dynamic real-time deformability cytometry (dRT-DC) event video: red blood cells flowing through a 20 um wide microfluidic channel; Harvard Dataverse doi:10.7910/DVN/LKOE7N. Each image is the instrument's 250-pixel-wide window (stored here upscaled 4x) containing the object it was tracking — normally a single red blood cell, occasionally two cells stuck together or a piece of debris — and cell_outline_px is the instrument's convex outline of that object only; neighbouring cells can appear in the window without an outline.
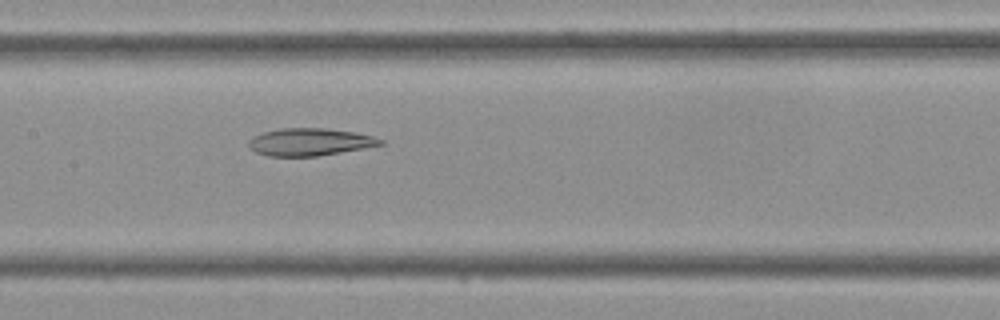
{"species": "Egyptian fruit bat (a non-hibernating species)", "species_latin": "Rousettus aegyptiacus", "temperature_condition": "cold", "stored_images_in_passage": 44, "camera_frame_rate_fps": 3000, "um_per_image_px": 0.085, "frame": {"image": 1, "passage_image": 21, "time_ms": 6.667, "image_size_px": [1000, 320], "cell_outline_px": [[384, 144], [364, 148], [316, 156], [268, 156], [256, 152], [248, 148], [248, 140], [252, 136], [264, 132], [280, 128], [328, 128], [356, 132], [372, 136], [384, 140]], "centroid_in_image_um": [26.31, 12.06], "position_along_channel_um": 181.1, "area_um2": 21.15}}
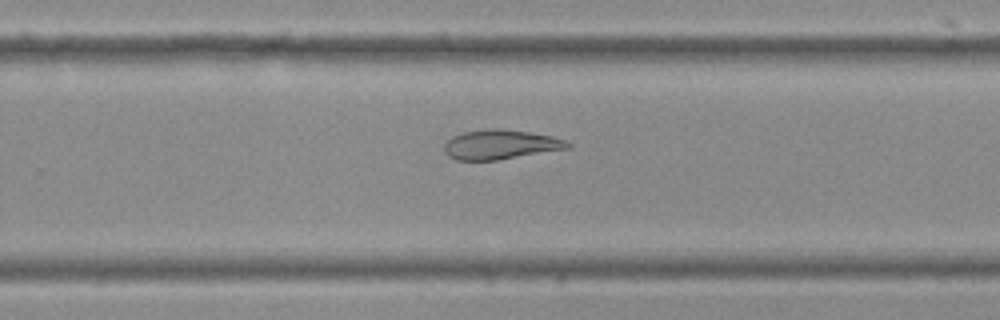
{"frame": {"image": 2, "passage_image": 28, "time_ms": 9.0, "image_size_px": [1000, 320], "cell_outline_px": [[572, 144], [568, 148], [496, 160], [456, 160], [448, 156], [444, 152], [444, 144], [452, 136], [464, 132], [488, 128], [496, 128], [528, 132], [552, 136], [564, 140]], "centroid_in_image_um": [42.49, 12.28], "position_along_channel_um": 287.3, "area_um2": 21.04}}
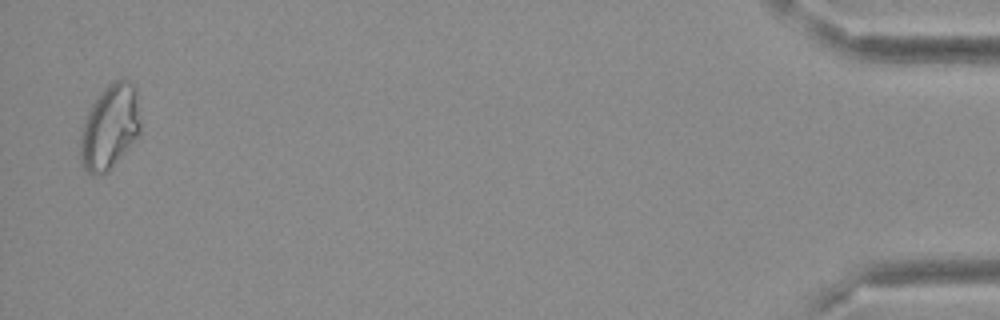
{"frame": {"image": 3, "passage_image": 43, "time_ms": 14.0, "image_size_px": [1000, 320], "cell_outline_px": [[140, 132], [108, 172], [92, 176], [84, 168], [80, 156], [80, 136], [88, 112], [92, 104], [104, 88], [108, 84], [116, 80], [128, 80], [136, 88], [140, 116]], "centroid_in_image_um": [9.33, 10.8], "position_along_channel_um": 425.9, "area_um2": 29.3}}